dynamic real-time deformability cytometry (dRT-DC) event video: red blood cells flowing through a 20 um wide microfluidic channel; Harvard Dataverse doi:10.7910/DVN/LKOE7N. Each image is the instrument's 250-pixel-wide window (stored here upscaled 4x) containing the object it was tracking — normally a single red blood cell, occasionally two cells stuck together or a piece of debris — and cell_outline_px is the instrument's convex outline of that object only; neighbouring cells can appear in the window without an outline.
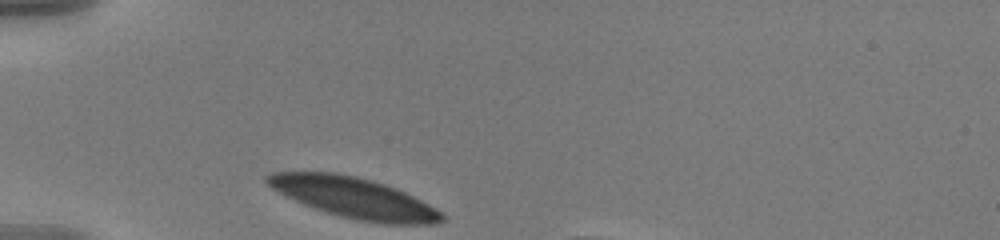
{"species": "human", "species_latin": "Homo sapiens", "temperature_condition": "warm", "stored_images_in_passage": 32, "camera_frame_rate_fps": 3000, "um_per_image_px": 0.085, "donor": {"sex": "male"}, "frame": {"image": 1, "passage_image": 1, "time_ms": 0.0, "image_size_px": [1000, 240], "cell_outline_px": [[444, 220], [436, 224], [384, 224], [356, 220], [340, 216], [304, 204], [272, 188], [264, 180], [264, 176], [272, 172], [332, 172], [356, 176], [372, 180], [384, 184], [404, 192], [436, 208], [444, 216]], "centroid_in_image_um": [30.1, 16.81], "position_along_channel_um": 54.9, "area_um2": 40.86}}
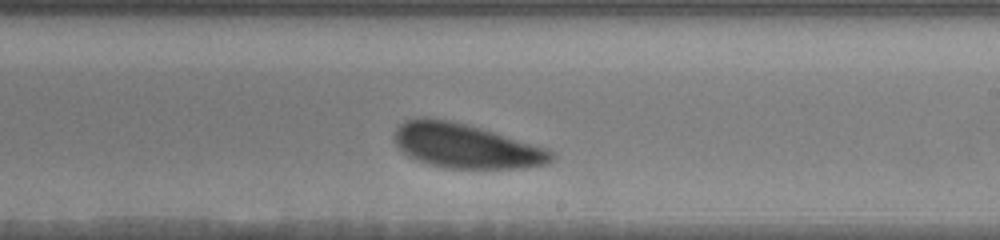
{"frame": {"image": 2, "passage_image": 19, "time_ms": 6.0, "image_size_px": [1000, 240], "cell_outline_px": [[556, 156], [548, 164], [524, 168], [440, 168], [416, 160], [408, 156], [396, 144], [396, 128], [404, 120], [416, 116], [424, 116], [452, 120], [468, 124], [548, 148], [556, 152]], "centroid_in_image_um": [39.62, 12.39], "position_along_channel_um": 249.4, "area_um2": 41.21}}
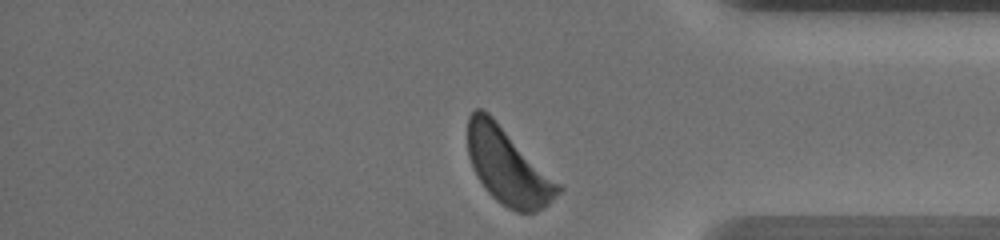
{"frame": {"image": 3, "passage_image": 32, "time_ms": 10.333, "image_size_px": [1000, 240], "cell_outline_px": [[564, 188], [544, 208], [536, 212], [516, 212], [500, 204], [488, 192], [476, 176], [468, 156], [468, 116], [476, 108], [480, 108], [488, 112]], "centroid_in_image_um": [43.15, 14.16], "position_along_channel_um": 392.0, "area_um2": 39.82}, "authors_computed_cell_mechanics": {"area_um2": 41.0091, "velocity_mm_per_s": 3.5362, "shape_relaxation_time_tau1_ms": 2.0223, "shape_relaxation_time_tau2_ms": 6.0731, "deformation_change_tau1": 0.0847, "deformation_change_tau2": 0.1362}}